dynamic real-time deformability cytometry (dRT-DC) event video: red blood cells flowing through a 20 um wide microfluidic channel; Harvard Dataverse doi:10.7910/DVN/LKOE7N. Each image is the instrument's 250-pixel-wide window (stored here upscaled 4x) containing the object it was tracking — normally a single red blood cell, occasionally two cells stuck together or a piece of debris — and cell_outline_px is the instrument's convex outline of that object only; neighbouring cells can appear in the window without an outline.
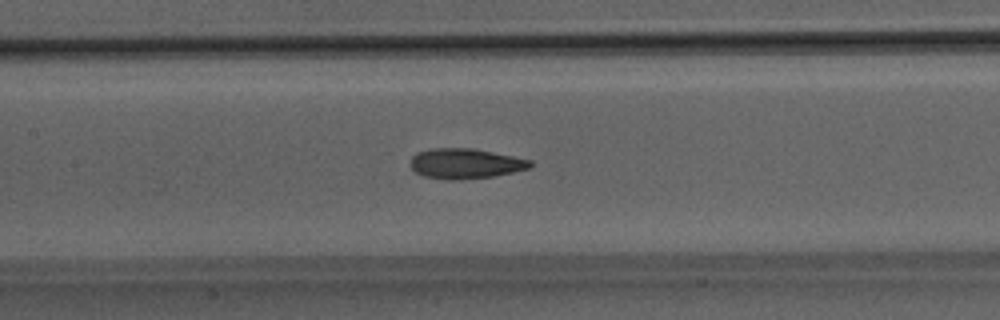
{"species": "Egyptian fruit bat (a non-hibernating species)", "species_latin": "Rousettus aegyptiacus", "temperature_condition": "room temperature", "stored_images_in_passage": 49, "camera_frame_rate_fps": 3000, "um_per_image_px": 0.085, "animal": {"sex": "male"}, "frame": {"image": 1, "passage_image": 22, "time_ms": 7.0, "image_size_px": [1000, 320], "cell_outline_px": [[532, 164], [528, 168], [512, 172], [492, 176], [460, 180], [444, 180], [424, 176], [416, 172], [408, 164], [412, 156], [416, 152], [432, 148], [472, 148], [532, 160]], "centroid_in_image_um": [39.49, 13.9], "position_along_channel_um": 167.9, "area_um2": 21.1}}
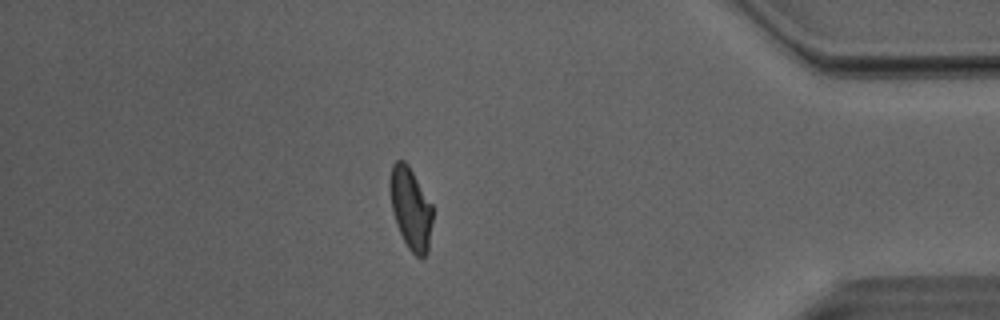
{"frame": {"image": 2, "passage_image": 42, "time_ms": 13.667, "image_size_px": [1000, 320], "cell_outline_px": [[432, 220], [428, 252], [424, 256], [416, 256], [408, 248], [396, 224], [392, 212], [392, 164], [396, 160], [404, 160], [408, 164], [432, 204]], "centroid_in_image_um": [34.94, 17.74], "position_along_channel_um": 400.3, "area_um2": 19.77}}
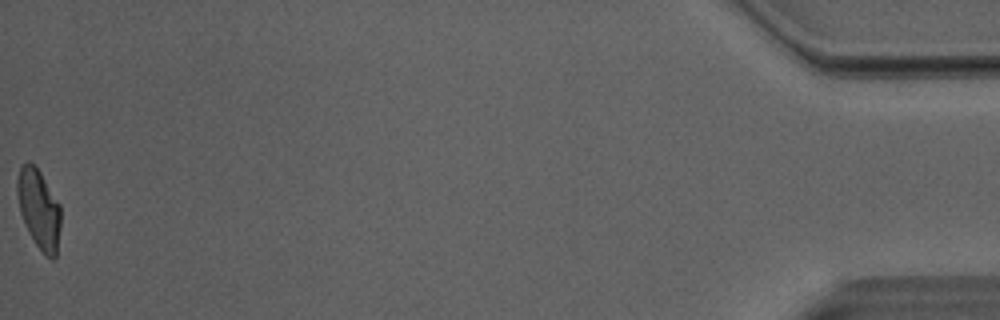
{"frame": {"image": 3, "passage_image": 49, "time_ms": 16.0, "image_size_px": [1000, 320], "cell_outline_px": [[60, 228], [56, 256], [52, 260], [44, 256], [28, 232], [24, 224], [20, 212], [16, 192], [16, 180], [20, 168], [28, 160], [40, 172], [60, 204]], "centroid_in_image_um": [3.3, 17.79], "position_along_channel_um": 431.9, "area_um2": 20.23}, "authors_computed_cell_mechanics": {"area_um2": 20.9814, "velocity_mm_per_s": 4.0563, "shape_relaxation_time_tau1_ms": 5.1862, "shape_relaxation_time_tau2_ms": 2.0623, "deformation_change_tau1": 0.1606, "deformation_change_tau2": 0.0893}}